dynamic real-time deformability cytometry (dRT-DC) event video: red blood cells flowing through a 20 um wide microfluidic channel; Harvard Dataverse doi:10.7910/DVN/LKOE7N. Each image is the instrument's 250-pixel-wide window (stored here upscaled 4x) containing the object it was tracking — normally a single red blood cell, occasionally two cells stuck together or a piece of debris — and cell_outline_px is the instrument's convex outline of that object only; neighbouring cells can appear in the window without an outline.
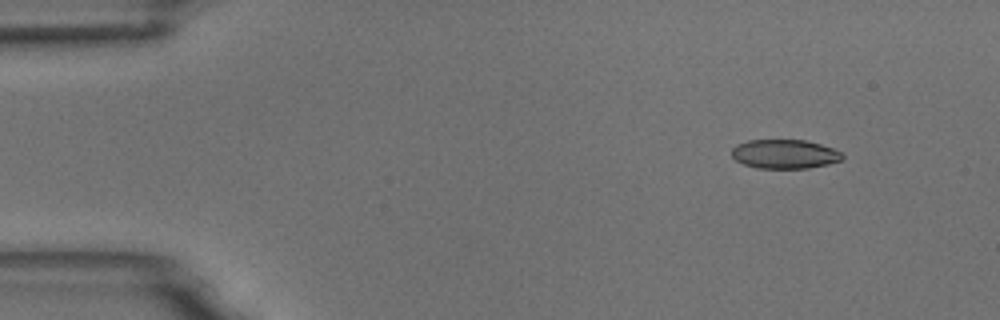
{"species": "common noctule bat (a hibernating species)", "species_latin": "Nyctalus noctula", "temperature_condition": "room temperature", "stored_images_in_passage": 5, "camera_frame_rate_fps": 3000, "um_per_image_px": 0.085, "animal": {"sex": "male", "body_mass_g": 18.8}, "frame": {"image": 1, "passage_image": 2, "time_ms": 1.333, "image_size_px": [1000, 320], "cell_outline_px": [[844, 160], [828, 164], [808, 168], [756, 168], [744, 164], [736, 160], [732, 156], [732, 148], [736, 144], [748, 140], [804, 140], [820, 144], [832, 148], [840, 152], [844, 156]], "centroid_in_image_um": [66.7, 13.09], "position_along_channel_um": 18.3, "area_um2": 18.79}}
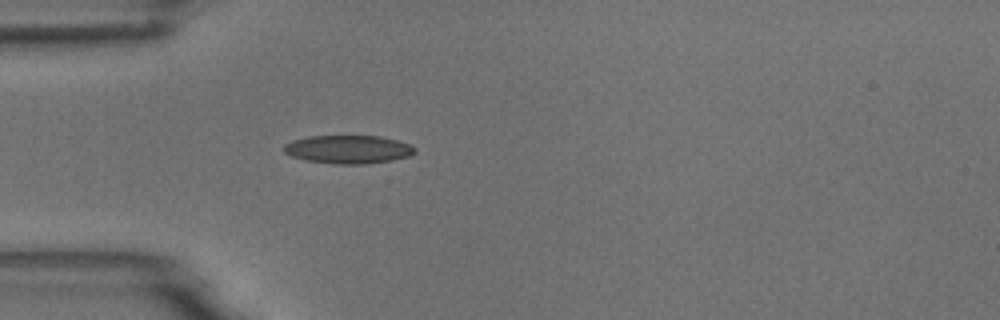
{"frame": {"image": 2, "passage_image": 5, "time_ms": 4.667, "image_size_px": [1000, 320], "cell_outline_px": [[416, 152], [408, 156], [392, 160], [364, 164], [332, 164], [308, 160], [292, 156], [284, 152], [284, 144], [292, 140], [308, 136], [380, 136], [396, 140], [408, 144], [416, 148]], "centroid_in_image_um": [29.59, 12.69], "position_along_channel_um": 55.4, "area_um2": 21.5}}